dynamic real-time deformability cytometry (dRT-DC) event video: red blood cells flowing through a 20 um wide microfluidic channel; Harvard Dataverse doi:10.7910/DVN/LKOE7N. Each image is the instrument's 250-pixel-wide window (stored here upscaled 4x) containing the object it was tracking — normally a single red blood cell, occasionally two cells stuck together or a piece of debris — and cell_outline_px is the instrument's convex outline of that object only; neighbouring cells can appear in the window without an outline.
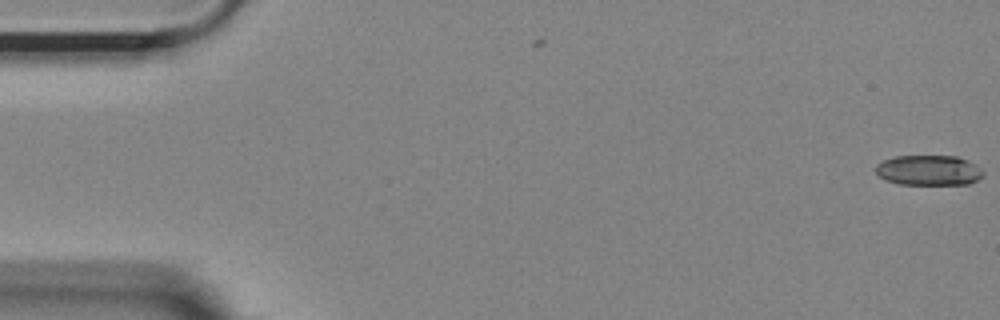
{"species": "Egyptian fruit bat (a non-hibernating species)", "species_latin": "Rousettus aegyptiacus", "temperature_condition": "room temperature", "stored_images_in_passage": 2, "camera_frame_rate_fps": 3000, "um_per_image_px": 0.085, "animal": {"sex": "female"}, "frame": {"image": 1, "passage_image": 2, "time_ms": 0.333, "image_size_px": [1000, 320], "cell_outline_px": [[984, 176], [968, 184], [900, 184], [884, 180], [876, 172], [876, 164], [884, 160], [896, 156], [956, 156], [968, 160], [976, 164], [984, 172]], "centroid_in_image_um": [78.96, 14.47], "position_along_channel_um": 6.0, "area_um2": 18.96}}